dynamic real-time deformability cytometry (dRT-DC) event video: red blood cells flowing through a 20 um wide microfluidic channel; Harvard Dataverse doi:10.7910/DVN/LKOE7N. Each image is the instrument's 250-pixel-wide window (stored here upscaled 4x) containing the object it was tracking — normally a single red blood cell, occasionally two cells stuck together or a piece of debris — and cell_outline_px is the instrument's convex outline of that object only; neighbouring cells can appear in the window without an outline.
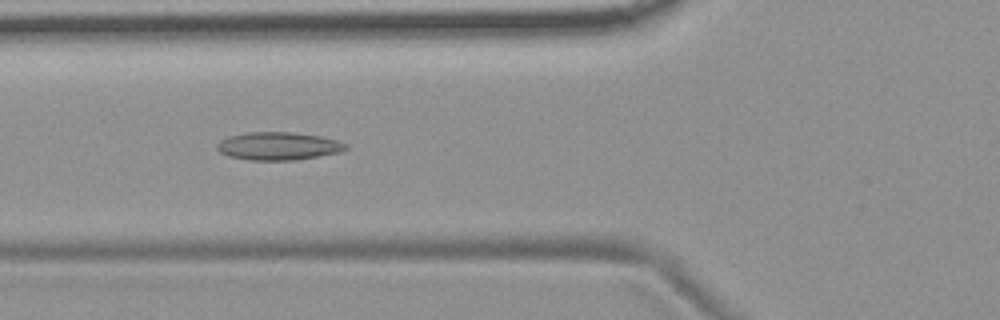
{"species": "common noctule bat (a hibernating species)", "species_latin": "Nyctalus noctula", "temperature_condition": "room temperature", "stored_images_in_passage": 41, "camera_frame_rate_fps": 3000, "um_per_image_px": 0.085, "animal": {"sex": "female", "body_mass_g": 19.9}, "frame": {"image": 1, "passage_image": 7, "time_ms": 2.0, "image_size_px": [1000, 320], "cell_outline_px": [[348, 148], [340, 152], [320, 156], [296, 160], [248, 160], [228, 156], [220, 152], [216, 148], [216, 144], [220, 140], [228, 136], [248, 132], [292, 132], [320, 136], [336, 140], [348, 144]], "centroid_in_image_um": [23.65, 12.42], "position_along_channel_um": 102.2, "area_um2": 21.1}}
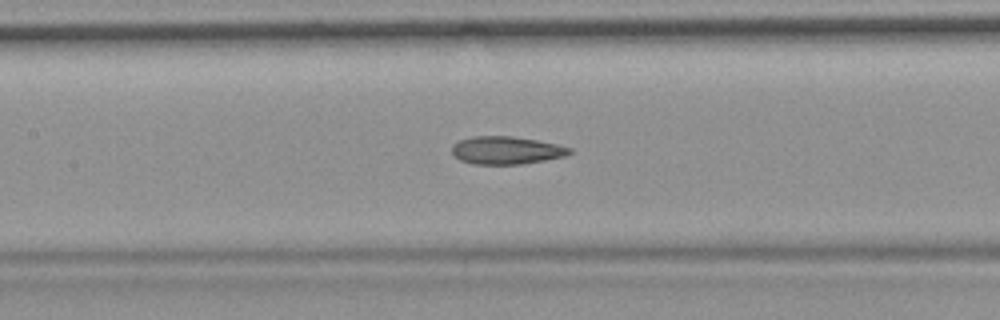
{"frame": {"image": 2, "passage_image": 12, "time_ms": 3.667, "image_size_px": [1000, 320], "cell_outline_px": [[572, 152], [564, 156], [544, 160], [520, 164], [472, 164], [460, 160], [452, 152], [452, 144], [460, 140], [476, 136], [512, 136], [536, 140], [556, 144], [572, 148]], "centroid_in_image_um": [43.03, 12.77], "position_along_channel_um": 164.4, "area_um2": 18.9}, "authors_computed_cell_mechanics": {"area_um2": 19.363, "velocity_mm_per_s": 3.7252, "shape_relaxation_time_tau1_ms": null, "shape_relaxation_time_tau2_ms": 2.5003, "deformation_change_tau1": null, "deformation_change_tau2": 0.1039}}